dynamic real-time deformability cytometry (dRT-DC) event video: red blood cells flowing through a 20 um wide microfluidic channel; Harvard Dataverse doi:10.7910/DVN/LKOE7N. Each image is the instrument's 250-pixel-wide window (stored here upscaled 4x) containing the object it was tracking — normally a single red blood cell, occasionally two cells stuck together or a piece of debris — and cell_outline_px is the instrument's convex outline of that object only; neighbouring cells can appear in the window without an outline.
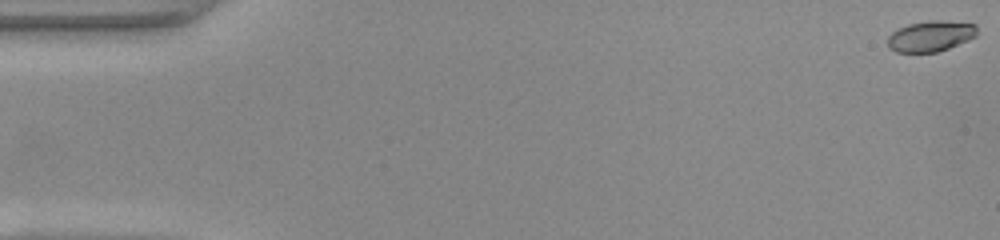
{"species": "common noctule bat (a hibernating species)", "species_latin": "Nyctalus noctula", "temperature_condition": "warm", "stored_images_in_passage": 50, "camera_frame_rate_fps": 3000, "um_per_image_px": 0.085, "animal": {"sex": "female", "body_mass_g": 22.0, "forearm_length_mm": 56.7}, "frame": {"image": 1, "passage_image": 1, "time_ms": 0.0, "image_size_px": [1000, 240], "cell_outline_px": [[976, 36], [968, 40], [948, 48], [936, 52], [896, 52], [888, 48], [888, 36], [896, 28], [908, 24], [928, 20], [940, 20], [976, 24]], "centroid_in_image_um": [79.06, 3.06], "position_along_channel_um": 5.9, "area_um2": 16.07}}
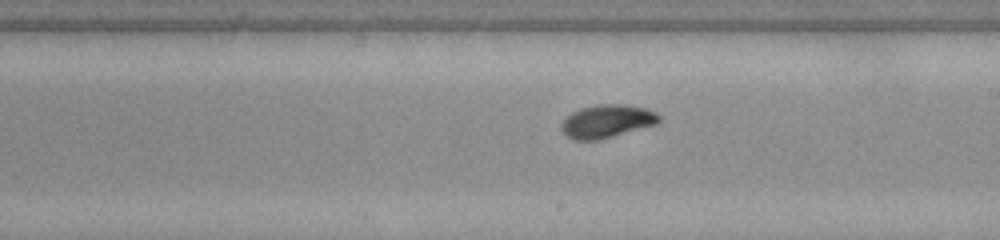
{"frame": {"image": 2, "passage_image": 29, "time_ms": 9.333, "image_size_px": [1000, 240], "cell_outline_px": [[660, 120], [656, 124], [612, 136], [596, 140], [572, 140], [564, 136], [560, 128], [560, 124], [572, 112], [580, 108], [600, 104], [624, 104], [644, 108], [656, 112], [660, 116]], "centroid_in_image_um": [51.54, 10.31], "position_along_channel_um": 237.5, "area_um2": 18.79}}
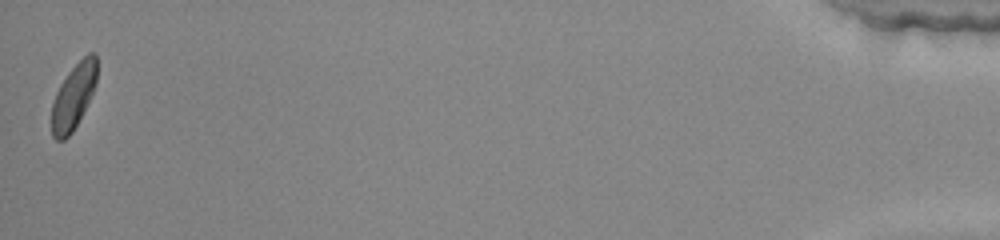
{"frame": {"image": 3, "passage_image": 50, "time_ms": 16.333, "image_size_px": [1000, 240], "cell_outline_px": [[96, 84], [72, 132], [64, 140], [56, 140], [52, 136], [52, 104], [56, 92], [60, 84], [68, 72], [88, 52], [96, 52]], "centroid_in_image_um": [6.23, 8.18], "position_along_channel_um": 429.0, "area_um2": 16.82}, "authors_computed_cell_mechanics": {"area_um2": 17.7446, "velocity_mm_per_s": 4.1267, "shape_relaxation_time_tau1_ms": 2.4338, "shape_relaxation_time_tau2_ms": 1.6346, "deformation_change_tau1": 0.1535, "deformation_change_tau2": 0.0489}}